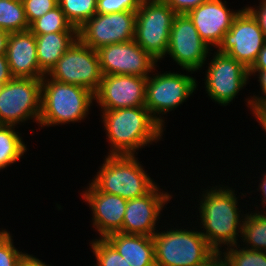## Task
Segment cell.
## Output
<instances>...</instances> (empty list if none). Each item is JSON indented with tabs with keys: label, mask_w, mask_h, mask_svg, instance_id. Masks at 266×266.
I'll return each mask as SVG.
<instances>
[{
	"label": "cell",
	"mask_w": 266,
	"mask_h": 266,
	"mask_svg": "<svg viewBox=\"0 0 266 266\" xmlns=\"http://www.w3.org/2000/svg\"><path fill=\"white\" fill-rule=\"evenodd\" d=\"M101 111L111 145L109 155H134L139 148L162 138L163 127L145 106Z\"/></svg>",
	"instance_id": "cell-1"
},
{
	"label": "cell",
	"mask_w": 266,
	"mask_h": 266,
	"mask_svg": "<svg viewBox=\"0 0 266 266\" xmlns=\"http://www.w3.org/2000/svg\"><path fill=\"white\" fill-rule=\"evenodd\" d=\"M206 191L199 206L200 220L206 232L200 233L215 251L220 250L221 244L228 247L237 245V234L241 235L243 223L234 190L213 187Z\"/></svg>",
	"instance_id": "cell-2"
},
{
	"label": "cell",
	"mask_w": 266,
	"mask_h": 266,
	"mask_svg": "<svg viewBox=\"0 0 266 266\" xmlns=\"http://www.w3.org/2000/svg\"><path fill=\"white\" fill-rule=\"evenodd\" d=\"M46 77L47 74L42 78L40 126L83 120L95 100L94 93L82 86Z\"/></svg>",
	"instance_id": "cell-3"
},
{
	"label": "cell",
	"mask_w": 266,
	"mask_h": 266,
	"mask_svg": "<svg viewBox=\"0 0 266 266\" xmlns=\"http://www.w3.org/2000/svg\"><path fill=\"white\" fill-rule=\"evenodd\" d=\"M91 183L101 192L126 200L147 194L157 184L135 155H108Z\"/></svg>",
	"instance_id": "cell-4"
},
{
	"label": "cell",
	"mask_w": 266,
	"mask_h": 266,
	"mask_svg": "<svg viewBox=\"0 0 266 266\" xmlns=\"http://www.w3.org/2000/svg\"><path fill=\"white\" fill-rule=\"evenodd\" d=\"M152 239L156 266H196L215 251L200 231L157 230Z\"/></svg>",
	"instance_id": "cell-5"
},
{
	"label": "cell",
	"mask_w": 266,
	"mask_h": 266,
	"mask_svg": "<svg viewBox=\"0 0 266 266\" xmlns=\"http://www.w3.org/2000/svg\"><path fill=\"white\" fill-rule=\"evenodd\" d=\"M176 15L163 0H142L136 11L134 40L157 61L166 56Z\"/></svg>",
	"instance_id": "cell-6"
},
{
	"label": "cell",
	"mask_w": 266,
	"mask_h": 266,
	"mask_svg": "<svg viewBox=\"0 0 266 266\" xmlns=\"http://www.w3.org/2000/svg\"><path fill=\"white\" fill-rule=\"evenodd\" d=\"M48 76L62 83L82 86L95 94L103 78L97 50L77 39Z\"/></svg>",
	"instance_id": "cell-7"
},
{
	"label": "cell",
	"mask_w": 266,
	"mask_h": 266,
	"mask_svg": "<svg viewBox=\"0 0 266 266\" xmlns=\"http://www.w3.org/2000/svg\"><path fill=\"white\" fill-rule=\"evenodd\" d=\"M42 79L14 77L0 92V125L16 126L41 112Z\"/></svg>",
	"instance_id": "cell-8"
},
{
	"label": "cell",
	"mask_w": 266,
	"mask_h": 266,
	"mask_svg": "<svg viewBox=\"0 0 266 266\" xmlns=\"http://www.w3.org/2000/svg\"><path fill=\"white\" fill-rule=\"evenodd\" d=\"M266 42L257 18L245 7L235 16L231 28L218 45V52L227 54L248 69L257 59Z\"/></svg>",
	"instance_id": "cell-9"
},
{
	"label": "cell",
	"mask_w": 266,
	"mask_h": 266,
	"mask_svg": "<svg viewBox=\"0 0 266 266\" xmlns=\"http://www.w3.org/2000/svg\"><path fill=\"white\" fill-rule=\"evenodd\" d=\"M153 75L147 78L145 107L164 127L160 113L165 114L181 105L196 90L197 81L189 75L174 72Z\"/></svg>",
	"instance_id": "cell-10"
},
{
	"label": "cell",
	"mask_w": 266,
	"mask_h": 266,
	"mask_svg": "<svg viewBox=\"0 0 266 266\" xmlns=\"http://www.w3.org/2000/svg\"><path fill=\"white\" fill-rule=\"evenodd\" d=\"M135 23L134 11L96 13L78 28V39L94 50L114 43L128 42L134 39Z\"/></svg>",
	"instance_id": "cell-11"
},
{
	"label": "cell",
	"mask_w": 266,
	"mask_h": 266,
	"mask_svg": "<svg viewBox=\"0 0 266 266\" xmlns=\"http://www.w3.org/2000/svg\"><path fill=\"white\" fill-rule=\"evenodd\" d=\"M210 46L200 37L187 14H177L170 31L167 53L184 70L203 67Z\"/></svg>",
	"instance_id": "cell-12"
},
{
	"label": "cell",
	"mask_w": 266,
	"mask_h": 266,
	"mask_svg": "<svg viewBox=\"0 0 266 266\" xmlns=\"http://www.w3.org/2000/svg\"><path fill=\"white\" fill-rule=\"evenodd\" d=\"M103 75H136L148 78L154 71L155 60L133 39L114 43L97 50Z\"/></svg>",
	"instance_id": "cell-13"
},
{
	"label": "cell",
	"mask_w": 266,
	"mask_h": 266,
	"mask_svg": "<svg viewBox=\"0 0 266 266\" xmlns=\"http://www.w3.org/2000/svg\"><path fill=\"white\" fill-rule=\"evenodd\" d=\"M206 71V91L212 100L228 105L249 78V69L227 54L216 51Z\"/></svg>",
	"instance_id": "cell-14"
},
{
	"label": "cell",
	"mask_w": 266,
	"mask_h": 266,
	"mask_svg": "<svg viewBox=\"0 0 266 266\" xmlns=\"http://www.w3.org/2000/svg\"><path fill=\"white\" fill-rule=\"evenodd\" d=\"M146 83L136 75H103L94 97L103 110L145 106Z\"/></svg>",
	"instance_id": "cell-15"
},
{
	"label": "cell",
	"mask_w": 266,
	"mask_h": 266,
	"mask_svg": "<svg viewBox=\"0 0 266 266\" xmlns=\"http://www.w3.org/2000/svg\"><path fill=\"white\" fill-rule=\"evenodd\" d=\"M160 191L155 185L147 194L128 200L122 229L119 232L152 237L160 212L172 197L167 192Z\"/></svg>",
	"instance_id": "cell-16"
},
{
	"label": "cell",
	"mask_w": 266,
	"mask_h": 266,
	"mask_svg": "<svg viewBox=\"0 0 266 266\" xmlns=\"http://www.w3.org/2000/svg\"><path fill=\"white\" fill-rule=\"evenodd\" d=\"M239 11H230L222 0H208L190 10L187 15L193 21L200 37L209 46L217 48Z\"/></svg>",
	"instance_id": "cell-17"
},
{
	"label": "cell",
	"mask_w": 266,
	"mask_h": 266,
	"mask_svg": "<svg viewBox=\"0 0 266 266\" xmlns=\"http://www.w3.org/2000/svg\"><path fill=\"white\" fill-rule=\"evenodd\" d=\"M87 189L83 191L82 197L91 207L93 226L98 230L101 238L119 232L122 229L128 200L101 192L92 183Z\"/></svg>",
	"instance_id": "cell-18"
},
{
	"label": "cell",
	"mask_w": 266,
	"mask_h": 266,
	"mask_svg": "<svg viewBox=\"0 0 266 266\" xmlns=\"http://www.w3.org/2000/svg\"><path fill=\"white\" fill-rule=\"evenodd\" d=\"M5 55L13 77L42 79L45 76L38 64L36 37L29 29L9 34Z\"/></svg>",
	"instance_id": "cell-19"
},
{
	"label": "cell",
	"mask_w": 266,
	"mask_h": 266,
	"mask_svg": "<svg viewBox=\"0 0 266 266\" xmlns=\"http://www.w3.org/2000/svg\"><path fill=\"white\" fill-rule=\"evenodd\" d=\"M105 239L131 266H156L152 237L114 232Z\"/></svg>",
	"instance_id": "cell-20"
},
{
	"label": "cell",
	"mask_w": 266,
	"mask_h": 266,
	"mask_svg": "<svg viewBox=\"0 0 266 266\" xmlns=\"http://www.w3.org/2000/svg\"><path fill=\"white\" fill-rule=\"evenodd\" d=\"M35 37L39 68L46 75L78 39V32H55Z\"/></svg>",
	"instance_id": "cell-21"
},
{
	"label": "cell",
	"mask_w": 266,
	"mask_h": 266,
	"mask_svg": "<svg viewBox=\"0 0 266 266\" xmlns=\"http://www.w3.org/2000/svg\"><path fill=\"white\" fill-rule=\"evenodd\" d=\"M12 125H0V170L10 166L26 152L22 141Z\"/></svg>",
	"instance_id": "cell-22"
},
{
	"label": "cell",
	"mask_w": 266,
	"mask_h": 266,
	"mask_svg": "<svg viewBox=\"0 0 266 266\" xmlns=\"http://www.w3.org/2000/svg\"><path fill=\"white\" fill-rule=\"evenodd\" d=\"M252 214H246L245 219H241L244 220L241 230L242 241L247 243L246 249L266 252V213L260 214L258 211Z\"/></svg>",
	"instance_id": "cell-23"
},
{
	"label": "cell",
	"mask_w": 266,
	"mask_h": 266,
	"mask_svg": "<svg viewBox=\"0 0 266 266\" xmlns=\"http://www.w3.org/2000/svg\"><path fill=\"white\" fill-rule=\"evenodd\" d=\"M30 28L22 0H0V29L9 33Z\"/></svg>",
	"instance_id": "cell-24"
},
{
	"label": "cell",
	"mask_w": 266,
	"mask_h": 266,
	"mask_svg": "<svg viewBox=\"0 0 266 266\" xmlns=\"http://www.w3.org/2000/svg\"><path fill=\"white\" fill-rule=\"evenodd\" d=\"M29 30L35 36L55 32H78V29L66 19L59 5L35 20Z\"/></svg>",
	"instance_id": "cell-25"
},
{
	"label": "cell",
	"mask_w": 266,
	"mask_h": 266,
	"mask_svg": "<svg viewBox=\"0 0 266 266\" xmlns=\"http://www.w3.org/2000/svg\"><path fill=\"white\" fill-rule=\"evenodd\" d=\"M97 0H59L58 5L64 12L66 19L77 29L96 12Z\"/></svg>",
	"instance_id": "cell-26"
},
{
	"label": "cell",
	"mask_w": 266,
	"mask_h": 266,
	"mask_svg": "<svg viewBox=\"0 0 266 266\" xmlns=\"http://www.w3.org/2000/svg\"><path fill=\"white\" fill-rule=\"evenodd\" d=\"M237 247L240 248L235 245L227 248V252H223L227 266H266L265 251L246 249V246L238 250Z\"/></svg>",
	"instance_id": "cell-27"
},
{
	"label": "cell",
	"mask_w": 266,
	"mask_h": 266,
	"mask_svg": "<svg viewBox=\"0 0 266 266\" xmlns=\"http://www.w3.org/2000/svg\"><path fill=\"white\" fill-rule=\"evenodd\" d=\"M91 243L96 266H131L105 238L95 239Z\"/></svg>",
	"instance_id": "cell-28"
},
{
	"label": "cell",
	"mask_w": 266,
	"mask_h": 266,
	"mask_svg": "<svg viewBox=\"0 0 266 266\" xmlns=\"http://www.w3.org/2000/svg\"><path fill=\"white\" fill-rule=\"evenodd\" d=\"M8 231L0 234V266H19L27 253L17 250Z\"/></svg>",
	"instance_id": "cell-29"
},
{
	"label": "cell",
	"mask_w": 266,
	"mask_h": 266,
	"mask_svg": "<svg viewBox=\"0 0 266 266\" xmlns=\"http://www.w3.org/2000/svg\"><path fill=\"white\" fill-rule=\"evenodd\" d=\"M29 26L58 6L57 0H22Z\"/></svg>",
	"instance_id": "cell-30"
},
{
	"label": "cell",
	"mask_w": 266,
	"mask_h": 266,
	"mask_svg": "<svg viewBox=\"0 0 266 266\" xmlns=\"http://www.w3.org/2000/svg\"><path fill=\"white\" fill-rule=\"evenodd\" d=\"M142 0H97L96 12L100 14H110L122 11L136 12Z\"/></svg>",
	"instance_id": "cell-31"
},
{
	"label": "cell",
	"mask_w": 266,
	"mask_h": 266,
	"mask_svg": "<svg viewBox=\"0 0 266 266\" xmlns=\"http://www.w3.org/2000/svg\"><path fill=\"white\" fill-rule=\"evenodd\" d=\"M258 73V81L260 82L261 91L265 96L260 97H252V99H248V104L253 111V114L256 116L258 112L263 109H266V71H249V76L252 74Z\"/></svg>",
	"instance_id": "cell-32"
},
{
	"label": "cell",
	"mask_w": 266,
	"mask_h": 266,
	"mask_svg": "<svg viewBox=\"0 0 266 266\" xmlns=\"http://www.w3.org/2000/svg\"><path fill=\"white\" fill-rule=\"evenodd\" d=\"M176 14H187L208 0H163Z\"/></svg>",
	"instance_id": "cell-33"
},
{
	"label": "cell",
	"mask_w": 266,
	"mask_h": 266,
	"mask_svg": "<svg viewBox=\"0 0 266 266\" xmlns=\"http://www.w3.org/2000/svg\"><path fill=\"white\" fill-rule=\"evenodd\" d=\"M261 4L258 6L259 8L257 9L250 7V6H248L247 8L257 18L260 28L262 32L264 33V36L266 39V0H262Z\"/></svg>",
	"instance_id": "cell-34"
},
{
	"label": "cell",
	"mask_w": 266,
	"mask_h": 266,
	"mask_svg": "<svg viewBox=\"0 0 266 266\" xmlns=\"http://www.w3.org/2000/svg\"><path fill=\"white\" fill-rule=\"evenodd\" d=\"M221 255L222 251H214L209 257L196 266H227L225 255H222L224 258H221Z\"/></svg>",
	"instance_id": "cell-35"
},
{
	"label": "cell",
	"mask_w": 266,
	"mask_h": 266,
	"mask_svg": "<svg viewBox=\"0 0 266 266\" xmlns=\"http://www.w3.org/2000/svg\"><path fill=\"white\" fill-rule=\"evenodd\" d=\"M13 78L6 55L0 54V84L4 85Z\"/></svg>",
	"instance_id": "cell-36"
},
{
	"label": "cell",
	"mask_w": 266,
	"mask_h": 266,
	"mask_svg": "<svg viewBox=\"0 0 266 266\" xmlns=\"http://www.w3.org/2000/svg\"><path fill=\"white\" fill-rule=\"evenodd\" d=\"M249 71H266V42Z\"/></svg>",
	"instance_id": "cell-37"
},
{
	"label": "cell",
	"mask_w": 266,
	"mask_h": 266,
	"mask_svg": "<svg viewBox=\"0 0 266 266\" xmlns=\"http://www.w3.org/2000/svg\"><path fill=\"white\" fill-rule=\"evenodd\" d=\"M19 266H51V265L49 264L47 265L41 260L37 259L36 257L27 254L25 258L21 261Z\"/></svg>",
	"instance_id": "cell-38"
},
{
	"label": "cell",
	"mask_w": 266,
	"mask_h": 266,
	"mask_svg": "<svg viewBox=\"0 0 266 266\" xmlns=\"http://www.w3.org/2000/svg\"><path fill=\"white\" fill-rule=\"evenodd\" d=\"M9 34V32L0 29V54L6 53Z\"/></svg>",
	"instance_id": "cell-39"
},
{
	"label": "cell",
	"mask_w": 266,
	"mask_h": 266,
	"mask_svg": "<svg viewBox=\"0 0 266 266\" xmlns=\"http://www.w3.org/2000/svg\"><path fill=\"white\" fill-rule=\"evenodd\" d=\"M266 132V109L261 110L255 116Z\"/></svg>",
	"instance_id": "cell-40"
},
{
	"label": "cell",
	"mask_w": 266,
	"mask_h": 266,
	"mask_svg": "<svg viewBox=\"0 0 266 266\" xmlns=\"http://www.w3.org/2000/svg\"><path fill=\"white\" fill-rule=\"evenodd\" d=\"M264 176H263V178H262V181H261V183H260V189L259 190H261L262 191V196H263V198H262V204H264V205H266V173L265 174H263Z\"/></svg>",
	"instance_id": "cell-41"
}]
</instances>
